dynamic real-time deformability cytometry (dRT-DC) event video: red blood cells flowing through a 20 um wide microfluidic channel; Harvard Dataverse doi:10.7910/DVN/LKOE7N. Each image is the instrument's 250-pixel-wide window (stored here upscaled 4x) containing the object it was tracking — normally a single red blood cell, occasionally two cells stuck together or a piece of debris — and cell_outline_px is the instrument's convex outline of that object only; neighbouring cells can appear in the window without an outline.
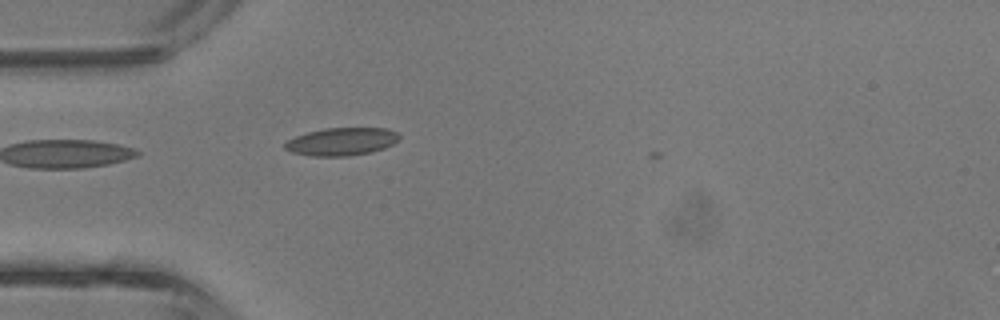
{"species": "common noctule bat (a hibernating species)", "species_latin": "Nyctalus noctula", "temperature_condition": "room temperature", "stored_images_in_passage": 4, "camera_frame_rate_fps": 3000, "um_per_image_px": 0.085, "animal": {"sex": "male", "body_mass_g": 13.3}, "frame": {"image": 1, "passage_image": 4, "time_ms": 1.0, "image_size_px": [1000, 320], "cell_outline_px": [[400, 140], [384, 148], [372, 152], [348, 156], [312, 156], [292, 152], [284, 148], [284, 144], [288, 140], [296, 136], [308, 132], [324, 128], [388, 128], [400, 132]], "centroid_in_image_um": [29.09, 12.03], "position_along_channel_um": 55.9, "area_um2": 18.67}}